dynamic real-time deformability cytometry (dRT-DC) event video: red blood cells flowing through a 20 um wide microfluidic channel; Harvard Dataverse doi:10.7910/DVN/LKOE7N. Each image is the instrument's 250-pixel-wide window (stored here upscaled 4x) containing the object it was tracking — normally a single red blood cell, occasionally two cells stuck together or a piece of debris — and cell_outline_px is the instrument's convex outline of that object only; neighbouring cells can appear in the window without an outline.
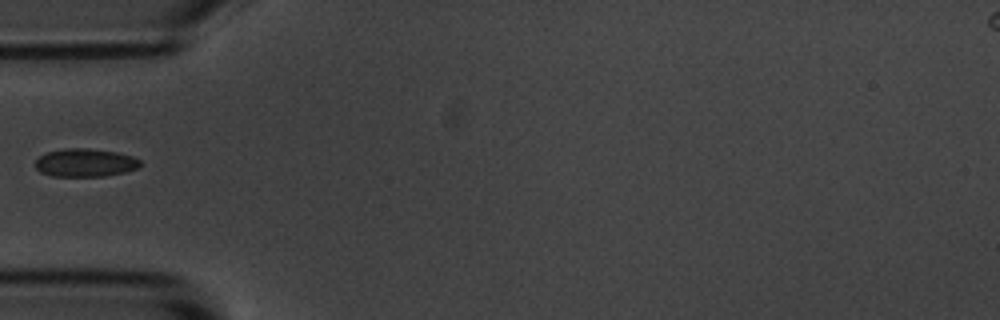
{"species": "common noctule bat (a hibernating species)", "species_latin": "Nyctalus noctula", "temperature_condition": "room temperature", "stored_images_in_passage": 6, "camera_frame_rate_fps": 3000, "um_per_image_px": 0.085, "animal": {"sex": "male", "body_mass_g": 20.1, "forearm_length_mm": 53.5}, "frame": {"image": 1, "passage_image": 6, "time_ms": 5.667, "image_size_px": [1000, 320], "cell_outline_px": [[140, 164], [136, 168], [124, 172], [104, 176], [52, 176], [40, 172], [36, 168], [36, 160], [40, 156], [48, 152], [68, 148], [88, 148], [116, 152], [132, 156], [140, 160]], "centroid_in_image_um": [7.23, 13.83], "position_along_channel_um": 77.8, "area_um2": 16.99}}